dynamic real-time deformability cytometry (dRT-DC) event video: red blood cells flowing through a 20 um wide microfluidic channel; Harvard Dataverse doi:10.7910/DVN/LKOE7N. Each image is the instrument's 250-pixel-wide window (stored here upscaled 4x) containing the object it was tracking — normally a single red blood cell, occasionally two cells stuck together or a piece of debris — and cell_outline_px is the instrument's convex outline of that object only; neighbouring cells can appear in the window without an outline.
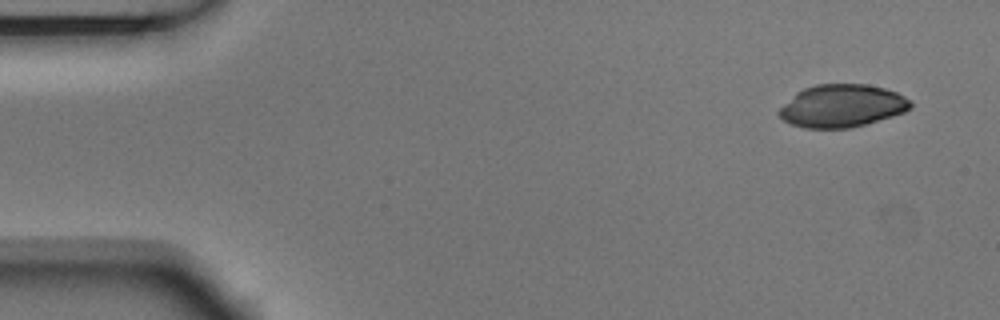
{"species": "Egyptian fruit bat (a non-hibernating species)", "species_latin": "Rousettus aegyptiacus", "temperature_condition": "room temperature", "stored_images_in_passage": 5, "segment_of_instrument_passage": [1, 2], "camera_frame_rate_fps": 3000, "um_per_image_px": 0.085, "animal": {"sex": "male"}, "frame": {"image": 1, "passage_image": 1, "time_ms": 0.0, "image_size_px": [1000, 320], "cell_outline_px": [[912, 108], [904, 112], [892, 116], [864, 124], [848, 128], [804, 128], [792, 124], [784, 120], [776, 112], [796, 92], [804, 88], [816, 84], [868, 84], [884, 88], [896, 92], [904, 96], [912, 104]], "centroid_in_image_um": [71.56, 8.99], "position_along_channel_um": 13.4, "area_um2": 32.54}}
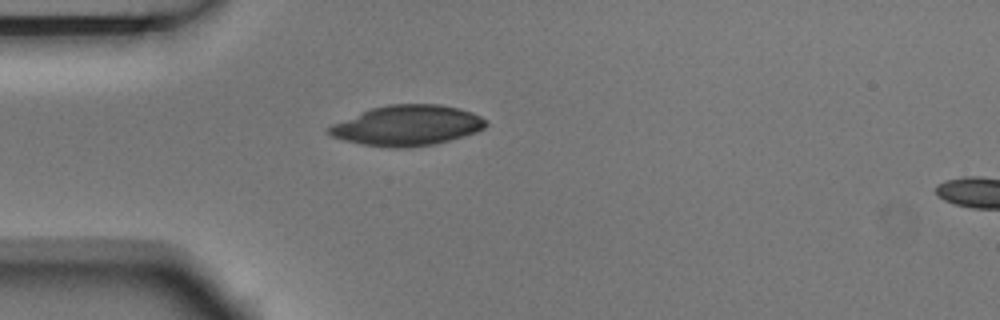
{"frame": {"image": 2, "passage_image": 4, "time_ms": 1.0, "image_size_px": [1000, 320], "cell_outline_px": [[488, 124], [484, 128], [476, 132], [464, 136], [436, 144], [408, 148], [392, 148], [364, 144], [344, 140], [332, 136], [324, 132], [324, 128], [332, 124], [372, 108], [388, 104], [440, 104], [460, 108], [472, 112], [488, 120]], "centroid_in_image_um": [34.63, 10.67], "position_along_channel_um": 50.4, "area_um2": 37.11}}